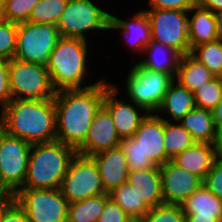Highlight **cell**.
<instances>
[{
  "label": "cell",
  "mask_w": 222,
  "mask_h": 222,
  "mask_svg": "<svg viewBox=\"0 0 222 222\" xmlns=\"http://www.w3.org/2000/svg\"><path fill=\"white\" fill-rule=\"evenodd\" d=\"M195 107L193 93L174 79L169 85L158 111L170 114L172 120L177 123Z\"/></svg>",
  "instance_id": "cb8c5ba5"
},
{
  "label": "cell",
  "mask_w": 222,
  "mask_h": 222,
  "mask_svg": "<svg viewBox=\"0 0 222 222\" xmlns=\"http://www.w3.org/2000/svg\"><path fill=\"white\" fill-rule=\"evenodd\" d=\"M160 174L162 195L166 204L181 205L203 182L171 160L160 166Z\"/></svg>",
  "instance_id": "4fadbf2b"
},
{
  "label": "cell",
  "mask_w": 222,
  "mask_h": 222,
  "mask_svg": "<svg viewBox=\"0 0 222 222\" xmlns=\"http://www.w3.org/2000/svg\"><path fill=\"white\" fill-rule=\"evenodd\" d=\"M197 108L213 110L222 98V78L214 76L194 93Z\"/></svg>",
  "instance_id": "1f68e13d"
},
{
  "label": "cell",
  "mask_w": 222,
  "mask_h": 222,
  "mask_svg": "<svg viewBox=\"0 0 222 222\" xmlns=\"http://www.w3.org/2000/svg\"><path fill=\"white\" fill-rule=\"evenodd\" d=\"M197 3L217 15L222 14V0H197Z\"/></svg>",
  "instance_id": "7bdbcfd3"
},
{
  "label": "cell",
  "mask_w": 222,
  "mask_h": 222,
  "mask_svg": "<svg viewBox=\"0 0 222 222\" xmlns=\"http://www.w3.org/2000/svg\"><path fill=\"white\" fill-rule=\"evenodd\" d=\"M197 0H149V8L190 11Z\"/></svg>",
  "instance_id": "ab89813d"
},
{
  "label": "cell",
  "mask_w": 222,
  "mask_h": 222,
  "mask_svg": "<svg viewBox=\"0 0 222 222\" xmlns=\"http://www.w3.org/2000/svg\"><path fill=\"white\" fill-rule=\"evenodd\" d=\"M179 122L195 142L212 144L216 128L210 110L195 107Z\"/></svg>",
  "instance_id": "484cf974"
},
{
  "label": "cell",
  "mask_w": 222,
  "mask_h": 222,
  "mask_svg": "<svg viewBox=\"0 0 222 222\" xmlns=\"http://www.w3.org/2000/svg\"><path fill=\"white\" fill-rule=\"evenodd\" d=\"M60 190L68 200V203L108 194L103 187L94 159L91 156H84L78 153L70 162Z\"/></svg>",
  "instance_id": "30bf717a"
},
{
  "label": "cell",
  "mask_w": 222,
  "mask_h": 222,
  "mask_svg": "<svg viewBox=\"0 0 222 222\" xmlns=\"http://www.w3.org/2000/svg\"><path fill=\"white\" fill-rule=\"evenodd\" d=\"M123 31V35L129 46L136 52L143 53L145 47L151 43V24L145 10H140L131 17L130 21H124L111 14L109 28ZM127 36V37H126Z\"/></svg>",
  "instance_id": "ffe728a7"
},
{
  "label": "cell",
  "mask_w": 222,
  "mask_h": 222,
  "mask_svg": "<svg viewBox=\"0 0 222 222\" xmlns=\"http://www.w3.org/2000/svg\"><path fill=\"white\" fill-rule=\"evenodd\" d=\"M108 194L129 217L142 218L150 210L127 182L114 188Z\"/></svg>",
  "instance_id": "f1b7e54d"
},
{
  "label": "cell",
  "mask_w": 222,
  "mask_h": 222,
  "mask_svg": "<svg viewBox=\"0 0 222 222\" xmlns=\"http://www.w3.org/2000/svg\"><path fill=\"white\" fill-rule=\"evenodd\" d=\"M1 111L0 128L30 144L56 141L54 98L14 99Z\"/></svg>",
  "instance_id": "7a4b0ae2"
},
{
  "label": "cell",
  "mask_w": 222,
  "mask_h": 222,
  "mask_svg": "<svg viewBox=\"0 0 222 222\" xmlns=\"http://www.w3.org/2000/svg\"><path fill=\"white\" fill-rule=\"evenodd\" d=\"M14 199L13 195H0V219L4 208Z\"/></svg>",
  "instance_id": "bcb514c9"
},
{
  "label": "cell",
  "mask_w": 222,
  "mask_h": 222,
  "mask_svg": "<svg viewBox=\"0 0 222 222\" xmlns=\"http://www.w3.org/2000/svg\"><path fill=\"white\" fill-rule=\"evenodd\" d=\"M69 0H41L32 10L28 22L57 25Z\"/></svg>",
  "instance_id": "4dcf8cb0"
},
{
  "label": "cell",
  "mask_w": 222,
  "mask_h": 222,
  "mask_svg": "<svg viewBox=\"0 0 222 222\" xmlns=\"http://www.w3.org/2000/svg\"><path fill=\"white\" fill-rule=\"evenodd\" d=\"M8 66L9 60L0 58V103L2 109L12 100Z\"/></svg>",
  "instance_id": "f35d334b"
},
{
  "label": "cell",
  "mask_w": 222,
  "mask_h": 222,
  "mask_svg": "<svg viewBox=\"0 0 222 222\" xmlns=\"http://www.w3.org/2000/svg\"><path fill=\"white\" fill-rule=\"evenodd\" d=\"M151 24V41L174 48L181 55L191 53L188 13L182 10L145 9Z\"/></svg>",
  "instance_id": "7c38bea8"
},
{
  "label": "cell",
  "mask_w": 222,
  "mask_h": 222,
  "mask_svg": "<svg viewBox=\"0 0 222 222\" xmlns=\"http://www.w3.org/2000/svg\"><path fill=\"white\" fill-rule=\"evenodd\" d=\"M202 183L211 193L222 199V163L214 161Z\"/></svg>",
  "instance_id": "8d00e7d4"
},
{
  "label": "cell",
  "mask_w": 222,
  "mask_h": 222,
  "mask_svg": "<svg viewBox=\"0 0 222 222\" xmlns=\"http://www.w3.org/2000/svg\"><path fill=\"white\" fill-rule=\"evenodd\" d=\"M211 112L216 130L222 129V98Z\"/></svg>",
  "instance_id": "ee69618b"
},
{
  "label": "cell",
  "mask_w": 222,
  "mask_h": 222,
  "mask_svg": "<svg viewBox=\"0 0 222 222\" xmlns=\"http://www.w3.org/2000/svg\"><path fill=\"white\" fill-rule=\"evenodd\" d=\"M191 54L204 64L216 77L222 76V40L200 44L191 50Z\"/></svg>",
  "instance_id": "f546056e"
},
{
  "label": "cell",
  "mask_w": 222,
  "mask_h": 222,
  "mask_svg": "<svg viewBox=\"0 0 222 222\" xmlns=\"http://www.w3.org/2000/svg\"><path fill=\"white\" fill-rule=\"evenodd\" d=\"M129 218L123 209L109 198L105 202L103 211L97 222H127Z\"/></svg>",
  "instance_id": "74e56055"
},
{
  "label": "cell",
  "mask_w": 222,
  "mask_h": 222,
  "mask_svg": "<svg viewBox=\"0 0 222 222\" xmlns=\"http://www.w3.org/2000/svg\"><path fill=\"white\" fill-rule=\"evenodd\" d=\"M217 217L185 216L184 222H219Z\"/></svg>",
  "instance_id": "f6af8a7d"
},
{
  "label": "cell",
  "mask_w": 222,
  "mask_h": 222,
  "mask_svg": "<svg viewBox=\"0 0 222 222\" xmlns=\"http://www.w3.org/2000/svg\"><path fill=\"white\" fill-rule=\"evenodd\" d=\"M116 87L117 86L111 84L105 90V96L103 98L102 106L110 113L119 138L123 139L133 137V135L139 128L140 123L147 116L148 113L145 112L144 115H139V111L137 110V108L144 112L145 110L142 107L136 105L132 101H130V103H127L119 100L116 97V94H118V92L120 91Z\"/></svg>",
  "instance_id": "5bb4252c"
},
{
  "label": "cell",
  "mask_w": 222,
  "mask_h": 222,
  "mask_svg": "<svg viewBox=\"0 0 222 222\" xmlns=\"http://www.w3.org/2000/svg\"><path fill=\"white\" fill-rule=\"evenodd\" d=\"M185 214L181 205L166 204L151 208L142 217L143 222H184Z\"/></svg>",
  "instance_id": "836d02e7"
},
{
  "label": "cell",
  "mask_w": 222,
  "mask_h": 222,
  "mask_svg": "<svg viewBox=\"0 0 222 222\" xmlns=\"http://www.w3.org/2000/svg\"><path fill=\"white\" fill-rule=\"evenodd\" d=\"M110 16L91 0H69L56 26L60 36L87 41V31L109 30Z\"/></svg>",
  "instance_id": "8fae6325"
},
{
  "label": "cell",
  "mask_w": 222,
  "mask_h": 222,
  "mask_svg": "<svg viewBox=\"0 0 222 222\" xmlns=\"http://www.w3.org/2000/svg\"><path fill=\"white\" fill-rule=\"evenodd\" d=\"M171 161L203 181L215 161L212 144L195 142Z\"/></svg>",
  "instance_id": "44dd1931"
},
{
  "label": "cell",
  "mask_w": 222,
  "mask_h": 222,
  "mask_svg": "<svg viewBox=\"0 0 222 222\" xmlns=\"http://www.w3.org/2000/svg\"><path fill=\"white\" fill-rule=\"evenodd\" d=\"M31 146L0 128V185L11 195L24 185Z\"/></svg>",
  "instance_id": "9c48e42d"
},
{
  "label": "cell",
  "mask_w": 222,
  "mask_h": 222,
  "mask_svg": "<svg viewBox=\"0 0 222 222\" xmlns=\"http://www.w3.org/2000/svg\"><path fill=\"white\" fill-rule=\"evenodd\" d=\"M91 157L98 167L103 187L107 193L127 182L129 169L126 155L120 145Z\"/></svg>",
  "instance_id": "e0dca14e"
},
{
  "label": "cell",
  "mask_w": 222,
  "mask_h": 222,
  "mask_svg": "<svg viewBox=\"0 0 222 222\" xmlns=\"http://www.w3.org/2000/svg\"><path fill=\"white\" fill-rule=\"evenodd\" d=\"M76 149L60 141L32 144L24 185L21 188L58 189L61 187Z\"/></svg>",
  "instance_id": "3957f363"
},
{
  "label": "cell",
  "mask_w": 222,
  "mask_h": 222,
  "mask_svg": "<svg viewBox=\"0 0 222 222\" xmlns=\"http://www.w3.org/2000/svg\"><path fill=\"white\" fill-rule=\"evenodd\" d=\"M133 137L155 165L162 166L170 160L164 148V120L158 114L148 113Z\"/></svg>",
  "instance_id": "2e32d148"
},
{
  "label": "cell",
  "mask_w": 222,
  "mask_h": 222,
  "mask_svg": "<svg viewBox=\"0 0 222 222\" xmlns=\"http://www.w3.org/2000/svg\"><path fill=\"white\" fill-rule=\"evenodd\" d=\"M18 24L5 21L0 24V58L11 60L15 56Z\"/></svg>",
  "instance_id": "d590c367"
},
{
  "label": "cell",
  "mask_w": 222,
  "mask_h": 222,
  "mask_svg": "<svg viewBox=\"0 0 222 222\" xmlns=\"http://www.w3.org/2000/svg\"><path fill=\"white\" fill-rule=\"evenodd\" d=\"M9 194L1 185H0V195H7Z\"/></svg>",
  "instance_id": "f907efd6"
},
{
  "label": "cell",
  "mask_w": 222,
  "mask_h": 222,
  "mask_svg": "<svg viewBox=\"0 0 222 222\" xmlns=\"http://www.w3.org/2000/svg\"><path fill=\"white\" fill-rule=\"evenodd\" d=\"M120 146L126 155L129 171L146 170L156 166L152 160L143 153L138 141L134 137L121 139Z\"/></svg>",
  "instance_id": "d6a6232c"
},
{
  "label": "cell",
  "mask_w": 222,
  "mask_h": 222,
  "mask_svg": "<svg viewBox=\"0 0 222 222\" xmlns=\"http://www.w3.org/2000/svg\"><path fill=\"white\" fill-rule=\"evenodd\" d=\"M109 198V194H103L69 203L67 222H97Z\"/></svg>",
  "instance_id": "4316f807"
},
{
  "label": "cell",
  "mask_w": 222,
  "mask_h": 222,
  "mask_svg": "<svg viewBox=\"0 0 222 222\" xmlns=\"http://www.w3.org/2000/svg\"><path fill=\"white\" fill-rule=\"evenodd\" d=\"M213 77L211 71L191 53L181 55L175 79L189 91L194 93Z\"/></svg>",
  "instance_id": "d4e9b609"
},
{
  "label": "cell",
  "mask_w": 222,
  "mask_h": 222,
  "mask_svg": "<svg viewBox=\"0 0 222 222\" xmlns=\"http://www.w3.org/2000/svg\"><path fill=\"white\" fill-rule=\"evenodd\" d=\"M185 216L217 217L222 219V199L202 183L182 204Z\"/></svg>",
  "instance_id": "603a6c76"
},
{
  "label": "cell",
  "mask_w": 222,
  "mask_h": 222,
  "mask_svg": "<svg viewBox=\"0 0 222 222\" xmlns=\"http://www.w3.org/2000/svg\"><path fill=\"white\" fill-rule=\"evenodd\" d=\"M189 12H192L191 18L188 17V37L191 50L200 44L219 38V18L217 14L203 8L198 3Z\"/></svg>",
  "instance_id": "d6986e66"
},
{
  "label": "cell",
  "mask_w": 222,
  "mask_h": 222,
  "mask_svg": "<svg viewBox=\"0 0 222 222\" xmlns=\"http://www.w3.org/2000/svg\"><path fill=\"white\" fill-rule=\"evenodd\" d=\"M164 120V148L166 156L172 160L176 155L191 147L195 141L191 134L179 123Z\"/></svg>",
  "instance_id": "83f0119b"
},
{
  "label": "cell",
  "mask_w": 222,
  "mask_h": 222,
  "mask_svg": "<svg viewBox=\"0 0 222 222\" xmlns=\"http://www.w3.org/2000/svg\"><path fill=\"white\" fill-rule=\"evenodd\" d=\"M60 34L56 25L22 22L18 24L14 58L46 65Z\"/></svg>",
  "instance_id": "ba28073f"
},
{
  "label": "cell",
  "mask_w": 222,
  "mask_h": 222,
  "mask_svg": "<svg viewBox=\"0 0 222 222\" xmlns=\"http://www.w3.org/2000/svg\"><path fill=\"white\" fill-rule=\"evenodd\" d=\"M7 21L6 12H5V2L0 0V24Z\"/></svg>",
  "instance_id": "7dc6e473"
},
{
  "label": "cell",
  "mask_w": 222,
  "mask_h": 222,
  "mask_svg": "<svg viewBox=\"0 0 222 222\" xmlns=\"http://www.w3.org/2000/svg\"><path fill=\"white\" fill-rule=\"evenodd\" d=\"M127 183L150 209L164 203L160 166L156 165L146 170L129 171Z\"/></svg>",
  "instance_id": "ac0fdd59"
},
{
  "label": "cell",
  "mask_w": 222,
  "mask_h": 222,
  "mask_svg": "<svg viewBox=\"0 0 222 222\" xmlns=\"http://www.w3.org/2000/svg\"><path fill=\"white\" fill-rule=\"evenodd\" d=\"M219 18V39L222 40V14L218 15Z\"/></svg>",
  "instance_id": "c3c4849f"
},
{
  "label": "cell",
  "mask_w": 222,
  "mask_h": 222,
  "mask_svg": "<svg viewBox=\"0 0 222 222\" xmlns=\"http://www.w3.org/2000/svg\"><path fill=\"white\" fill-rule=\"evenodd\" d=\"M13 197L25 211L28 222H67L69 203L60 188H20Z\"/></svg>",
  "instance_id": "52a82bcc"
},
{
  "label": "cell",
  "mask_w": 222,
  "mask_h": 222,
  "mask_svg": "<svg viewBox=\"0 0 222 222\" xmlns=\"http://www.w3.org/2000/svg\"><path fill=\"white\" fill-rule=\"evenodd\" d=\"M87 41L79 38L60 36L56 47L49 56L46 68L51 83L56 91L63 89H86L96 85L84 86L83 78L86 73ZM84 86V87H81Z\"/></svg>",
  "instance_id": "277c9868"
},
{
  "label": "cell",
  "mask_w": 222,
  "mask_h": 222,
  "mask_svg": "<svg viewBox=\"0 0 222 222\" xmlns=\"http://www.w3.org/2000/svg\"><path fill=\"white\" fill-rule=\"evenodd\" d=\"M212 147L215 161L222 163V129L216 130Z\"/></svg>",
  "instance_id": "b9f144b4"
},
{
  "label": "cell",
  "mask_w": 222,
  "mask_h": 222,
  "mask_svg": "<svg viewBox=\"0 0 222 222\" xmlns=\"http://www.w3.org/2000/svg\"><path fill=\"white\" fill-rule=\"evenodd\" d=\"M0 222H28L25 211L13 199L3 210Z\"/></svg>",
  "instance_id": "60d3db41"
},
{
  "label": "cell",
  "mask_w": 222,
  "mask_h": 222,
  "mask_svg": "<svg viewBox=\"0 0 222 222\" xmlns=\"http://www.w3.org/2000/svg\"><path fill=\"white\" fill-rule=\"evenodd\" d=\"M145 59L137 62L141 67L171 75L174 79L177 74L181 54L174 48L151 41L143 51Z\"/></svg>",
  "instance_id": "7402d4cb"
},
{
  "label": "cell",
  "mask_w": 222,
  "mask_h": 222,
  "mask_svg": "<svg viewBox=\"0 0 222 222\" xmlns=\"http://www.w3.org/2000/svg\"><path fill=\"white\" fill-rule=\"evenodd\" d=\"M111 85L104 78L86 89L56 91V140L77 149L85 140L96 112L103 105L105 90Z\"/></svg>",
  "instance_id": "6da1fadb"
},
{
  "label": "cell",
  "mask_w": 222,
  "mask_h": 222,
  "mask_svg": "<svg viewBox=\"0 0 222 222\" xmlns=\"http://www.w3.org/2000/svg\"><path fill=\"white\" fill-rule=\"evenodd\" d=\"M120 141L110 113L101 106L96 112L84 142L76 149V152L80 155L92 156L119 146Z\"/></svg>",
  "instance_id": "9a60e30c"
},
{
  "label": "cell",
  "mask_w": 222,
  "mask_h": 222,
  "mask_svg": "<svg viewBox=\"0 0 222 222\" xmlns=\"http://www.w3.org/2000/svg\"><path fill=\"white\" fill-rule=\"evenodd\" d=\"M9 88L14 99L45 100L55 97L46 65L9 60Z\"/></svg>",
  "instance_id": "5b68a950"
},
{
  "label": "cell",
  "mask_w": 222,
  "mask_h": 222,
  "mask_svg": "<svg viewBox=\"0 0 222 222\" xmlns=\"http://www.w3.org/2000/svg\"><path fill=\"white\" fill-rule=\"evenodd\" d=\"M173 80L174 78L167 73L152 71L135 63L126 77L127 96L145 112H158Z\"/></svg>",
  "instance_id": "8992f818"
},
{
  "label": "cell",
  "mask_w": 222,
  "mask_h": 222,
  "mask_svg": "<svg viewBox=\"0 0 222 222\" xmlns=\"http://www.w3.org/2000/svg\"><path fill=\"white\" fill-rule=\"evenodd\" d=\"M127 222H143L142 218L130 217Z\"/></svg>",
  "instance_id": "681fc988"
},
{
  "label": "cell",
  "mask_w": 222,
  "mask_h": 222,
  "mask_svg": "<svg viewBox=\"0 0 222 222\" xmlns=\"http://www.w3.org/2000/svg\"><path fill=\"white\" fill-rule=\"evenodd\" d=\"M41 0H4L7 21L14 23L27 22L33 8Z\"/></svg>",
  "instance_id": "e575fe53"
}]
</instances>
